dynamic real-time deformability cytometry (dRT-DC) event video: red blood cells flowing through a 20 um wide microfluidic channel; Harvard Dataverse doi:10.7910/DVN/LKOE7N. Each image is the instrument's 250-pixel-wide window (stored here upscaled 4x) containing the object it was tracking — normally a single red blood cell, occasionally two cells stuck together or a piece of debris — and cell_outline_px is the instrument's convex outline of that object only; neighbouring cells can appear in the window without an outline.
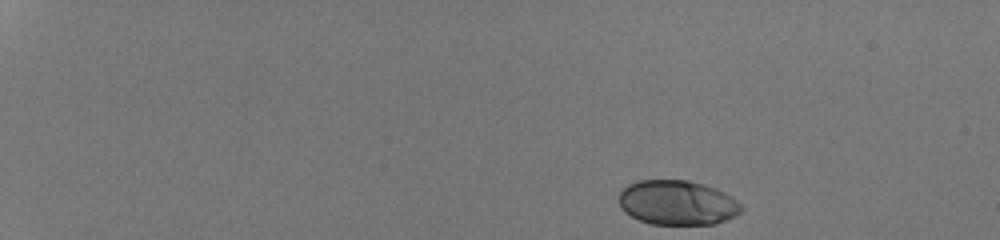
{"species": "human", "species_latin": "Homo sapiens", "temperature_condition": "room temperature", "stored_images_in_passage": 40, "camera_frame_rate_fps": 3000, "um_per_image_px": 0.085, "donor": {"sex": "male"}, "frame": {"image": 1, "passage_image": 1, "time_ms": 0.0, "image_size_px": [1000, 240], "cell_outline_px": [[744, 208], [736, 216], [716, 224], [652, 224], [640, 220], [624, 212], [620, 208], [620, 192], [628, 184], [636, 180], [688, 180], [704, 184], [716, 188], [732, 196]], "centroid_in_image_um": [57.59, 17.22], "position_along_channel_um": 27.4, "area_um2": 32.02}}
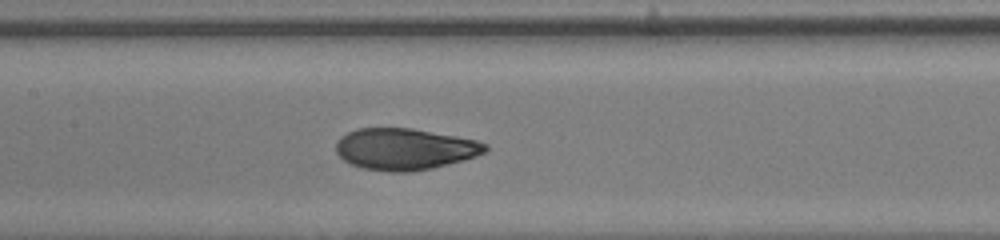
{"frame": {"image": 2, "passage_image": 23, "time_ms": 7.333, "image_size_px": [1000, 240], "cell_outline_px": [[488, 148], [484, 152], [476, 156], [432, 168], [408, 172], [388, 172], [364, 168], [348, 164], [336, 152], [336, 144], [340, 136], [356, 128], [412, 128], [476, 140], [488, 144]], "centroid_in_image_um": [34.37, 12.67], "position_along_channel_um": 173.0, "area_um2": 36.07}}
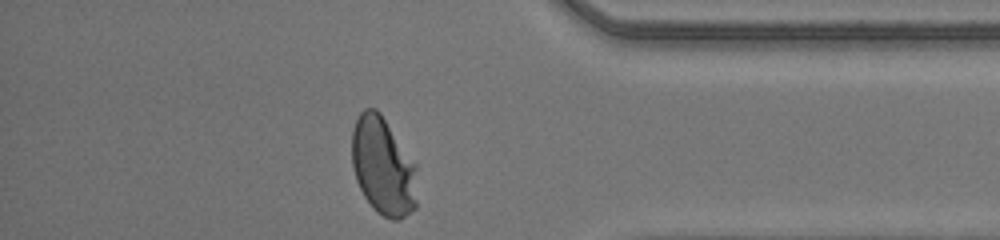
{"frame": {"image": 3, "passage_image": 40, "time_ms": 13.0, "image_size_px": [1000, 240], "cell_outline_px": [[416, 208], [400, 220], [392, 220], [376, 212], [372, 208], [364, 196], [356, 180], [352, 164], [352, 132], [356, 120], [360, 112], [364, 108], [376, 108], [380, 112], [416, 164]], "centroid_in_image_um": [32.56, 14.15], "position_along_channel_um": 402.6, "area_um2": 37.4}, "authors_computed_cell_mechanics": {"area_um2": 35.4314, "velocity_mm_per_s": 4.2367, "shape_relaxation_time_tau1_ms": 4.1897, "shape_relaxation_time_tau2_ms": null, "deformation_change_tau1": 0.196, "deformation_change_tau2": null}}